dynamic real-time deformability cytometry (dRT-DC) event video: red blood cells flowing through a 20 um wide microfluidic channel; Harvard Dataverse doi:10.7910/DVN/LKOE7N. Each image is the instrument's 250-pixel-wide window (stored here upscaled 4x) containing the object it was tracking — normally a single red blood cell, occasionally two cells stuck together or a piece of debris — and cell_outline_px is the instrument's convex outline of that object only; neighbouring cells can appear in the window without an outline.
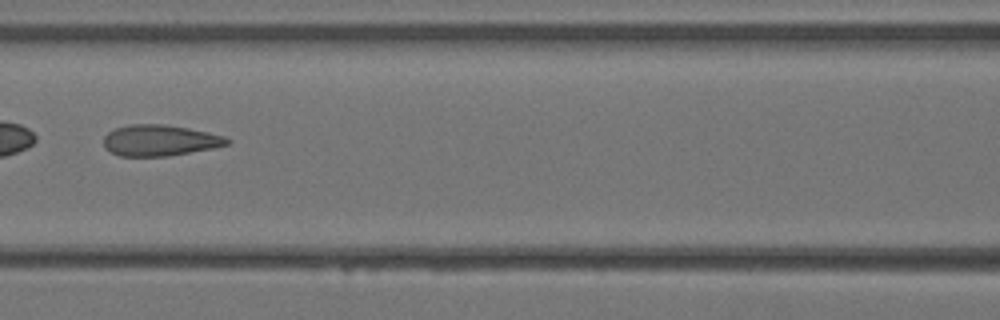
{"species": "Egyptian fruit bat (a non-hibernating species)", "species_latin": "Rousettus aegyptiacus", "temperature_condition": "warm", "stored_images_in_passage": 33, "camera_frame_rate_fps": 3000, "um_per_image_px": 0.085, "animal": {"sex": "female"}, "frame": {"image": 1, "passage_image": 15, "time_ms": 4.667, "image_size_px": [1000, 320], "cell_outline_px": [[232, 140], [228, 144], [212, 148], [168, 156], [120, 156], [104, 148], [104, 136], [108, 132], [116, 128], [128, 124], [164, 124], [188, 128], [208, 132], [224, 136]], "centroid_in_image_um": [13.57, 11.93], "position_along_channel_um": 153.0, "area_um2": 22.31}}